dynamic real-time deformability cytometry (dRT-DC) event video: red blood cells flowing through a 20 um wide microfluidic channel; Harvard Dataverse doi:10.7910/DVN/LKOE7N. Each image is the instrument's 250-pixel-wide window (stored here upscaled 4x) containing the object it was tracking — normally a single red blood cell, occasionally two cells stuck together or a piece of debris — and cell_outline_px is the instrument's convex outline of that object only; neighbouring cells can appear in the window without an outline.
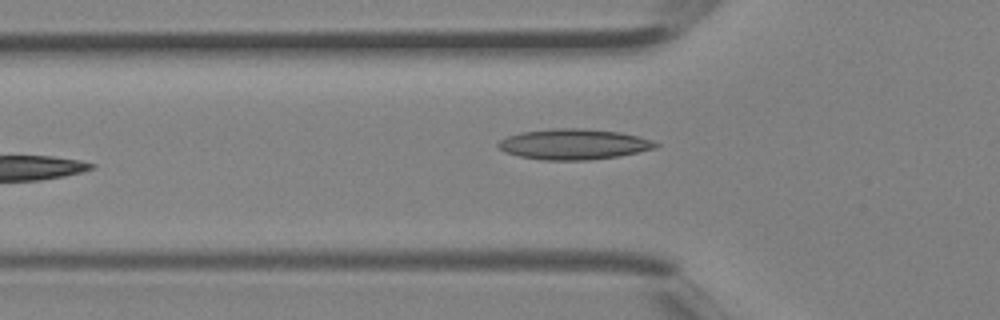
{"species": "Egyptian fruit bat (a non-hibernating species)", "species_latin": "Rousettus aegyptiacus", "temperature_condition": "room temperature", "stored_images_in_passage": 4, "camera_frame_rate_fps": 3000, "um_per_image_px": 0.085, "animal": {"sex": "female"}, "frame": {"image": 1, "passage_image": 4, "time_ms": 1.0, "image_size_px": [1000, 320], "cell_outline_px": [[660, 144], [656, 148], [620, 156], [588, 160], [544, 160], [520, 156], [504, 152], [496, 144], [500, 140], [508, 136], [520, 132], [552, 128], [580, 128], [620, 132], [652, 140]], "centroid_in_image_um": [48.76, 12.26], "position_along_channel_um": 77.0, "area_um2": 28.03}}